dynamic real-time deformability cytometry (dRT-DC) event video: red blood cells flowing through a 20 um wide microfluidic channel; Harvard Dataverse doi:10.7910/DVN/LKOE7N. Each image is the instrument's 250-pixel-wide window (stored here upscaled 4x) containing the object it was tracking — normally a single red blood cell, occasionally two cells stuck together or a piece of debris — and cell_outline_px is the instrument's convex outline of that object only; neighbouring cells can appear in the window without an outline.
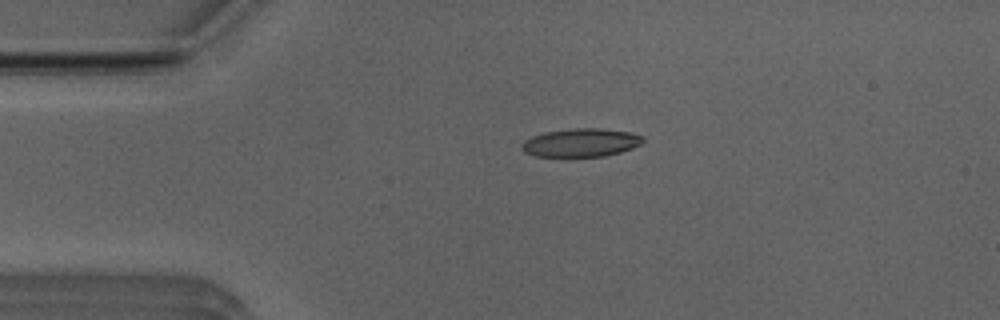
{"species": "Egyptian fruit bat (a non-hibernating species)", "species_latin": "Rousettus aegyptiacus", "temperature_condition": "room temperature", "stored_images_in_passage": 43, "camera_frame_rate_fps": 3000, "um_per_image_px": 0.085, "animal": {"sex": "male"}, "frame": {"image": 1, "passage_image": 2, "time_ms": 0.333, "image_size_px": [1000, 320], "cell_outline_px": [[644, 140], [640, 144], [632, 148], [620, 152], [604, 156], [536, 156], [524, 152], [520, 148], [520, 144], [524, 140], [532, 136], [544, 132], [572, 128], [600, 128], [628, 132], [640, 136]], "centroid_in_image_um": [49.32, 12.12], "position_along_channel_um": 35.7, "area_um2": 19.88}}
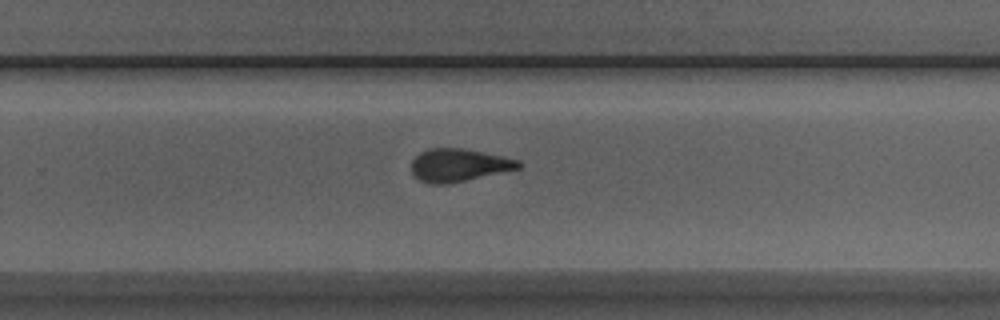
{"frame": {"image": 2, "passage_image": 24, "time_ms": 7.667, "image_size_px": [1000, 320], "cell_outline_px": [[524, 164], [520, 168], [448, 184], [428, 184], [420, 180], [412, 172], [412, 160], [420, 152], [428, 148], [464, 148], [520, 160]], "centroid_in_image_um": [39.0, 14.03], "position_along_channel_um": 290.8, "area_um2": 20.46}}
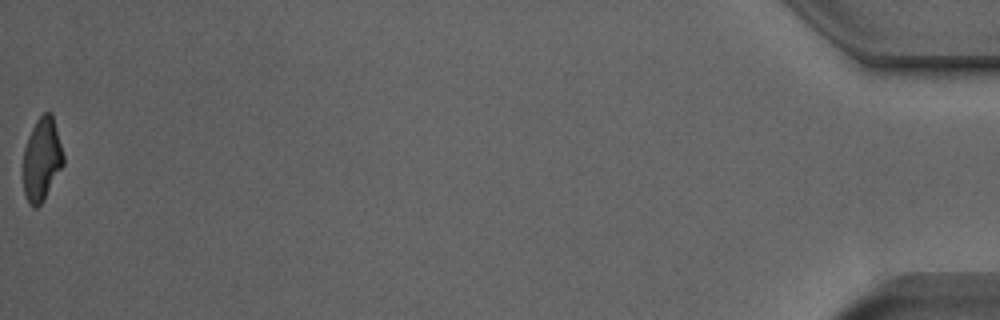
{"frame": {"image": 3, "passage_image": 43, "time_ms": 14.0, "image_size_px": [1000, 320], "cell_outline_px": [[64, 164], [40, 204], [36, 208], [32, 208], [28, 204], [24, 192], [24, 148], [28, 136], [36, 120], [44, 112], [52, 112], [64, 156]], "centroid_in_image_um": [3.55, 13.52], "position_along_channel_um": 431.6, "area_um2": 19.25}, "authors_computed_cell_mechanics": {"area_um2": 20.7502, "velocity_mm_per_s": 3.9238, "shape_relaxation_time_tau1_ms": 8.1688, "shape_relaxation_time_tau2_ms": 2.2133, "deformation_change_tau1": 0.2271, "deformation_change_tau2": 0.0959}}